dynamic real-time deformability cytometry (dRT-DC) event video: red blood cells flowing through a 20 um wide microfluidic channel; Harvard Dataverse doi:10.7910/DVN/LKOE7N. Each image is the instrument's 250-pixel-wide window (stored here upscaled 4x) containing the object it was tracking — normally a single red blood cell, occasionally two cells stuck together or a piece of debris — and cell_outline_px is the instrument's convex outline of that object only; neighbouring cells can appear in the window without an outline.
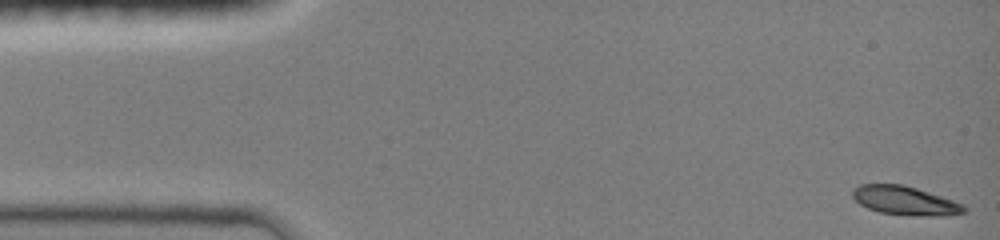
{"species": "common noctule bat (a hibernating species)", "species_latin": "Nyctalus noctula", "temperature_condition": "room temperature", "stored_images_in_passage": 8, "camera_frame_rate_fps": 3000, "um_per_image_px": 0.085, "animal": {"sex": "female", "body_mass_g": 19.0, "forearm_length_mm": 51.5}, "frame": {"image": 1, "passage_image": 1, "time_ms": 0.0, "image_size_px": [1000, 240], "cell_outline_px": [[968, 208], [964, 212], [940, 216], [904, 216], [880, 212], [868, 208], [860, 204], [852, 196], [852, 192], [860, 184], [900, 184], [916, 188], [964, 204]], "centroid_in_image_um": [76.93, 17.07], "position_along_channel_um": 8.1, "area_um2": 18.67}}
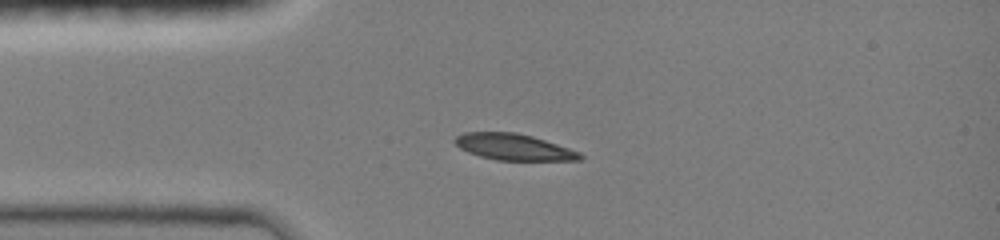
{"frame": {"image": 2, "passage_image": 7, "time_ms": 3.333, "image_size_px": [1000, 240], "cell_outline_px": [[584, 156], [580, 160], [496, 160], [480, 156], [468, 152], [460, 148], [452, 140], [456, 136], [464, 132], [516, 132], [532, 136], [580, 152]], "centroid_in_image_um": [43.63, 12.49], "position_along_channel_um": 41.4, "area_um2": 19.07}}